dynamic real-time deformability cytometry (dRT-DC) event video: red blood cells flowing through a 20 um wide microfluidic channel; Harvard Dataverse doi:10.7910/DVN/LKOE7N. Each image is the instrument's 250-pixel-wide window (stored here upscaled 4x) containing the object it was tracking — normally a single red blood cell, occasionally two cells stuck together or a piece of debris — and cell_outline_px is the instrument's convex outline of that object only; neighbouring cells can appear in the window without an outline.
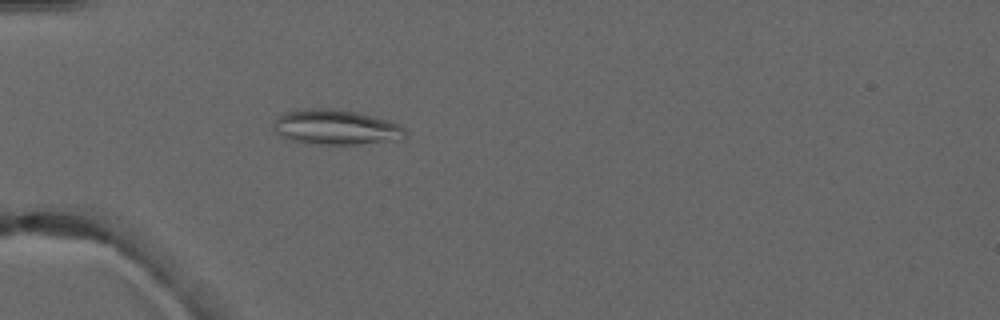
{"species": "common noctule bat (a hibernating species)", "species_latin": "Nyctalus noctula", "temperature_condition": "warm", "stored_images_in_passage": 4, "camera_frame_rate_fps": 3000, "um_per_image_px": 0.085, "animal": {"sex": "male", "forearm_length_mm": 52.5}, "frame": {"image": 1, "passage_image": 4, "time_ms": 3.667, "image_size_px": [1000, 320], "cell_outline_px": [[404, 136], [400, 140], [356, 144], [308, 144], [292, 140], [276, 132], [276, 116], [284, 112], [300, 108], [332, 108], [356, 112], [388, 120], [404, 128]], "centroid_in_image_um": [28.53, 10.8], "position_along_channel_um": 56.5, "area_um2": 26.7}}